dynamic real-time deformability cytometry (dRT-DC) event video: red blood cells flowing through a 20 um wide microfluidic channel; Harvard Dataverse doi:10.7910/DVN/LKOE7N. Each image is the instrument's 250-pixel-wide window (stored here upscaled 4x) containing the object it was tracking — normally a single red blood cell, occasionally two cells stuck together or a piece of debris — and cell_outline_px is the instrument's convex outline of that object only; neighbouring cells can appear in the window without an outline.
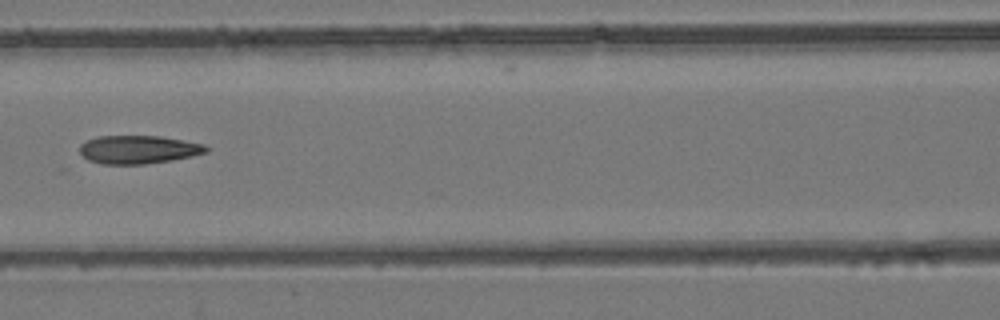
{"species": "common noctule bat (a hibernating species)", "species_latin": "Nyctalus noctula", "temperature_condition": "room temperature", "stored_images_in_passage": 8, "camera_frame_rate_fps": 3000, "um_per_image_px": 0.085, "animal": {"sex": "female", "body_mass_g": 24.6, "forearm_length_mm": 56.2}, "frame": {"image": 1, "passage_image": 8, "time_ms": 8.0, "image_size_px": [1000, 320], "cell_outline_px": [[208, 152], [192, 156], [172, 160], [144, 164], [104, 164], [88, 160], [80, 152], [80, 144], [96, 136], [160, 136], [204, 144], [208, 148]], "centroid_in_image_um": [11.77, 12.71], "position_along_channel_um": 154.8, "area_um2": 20.75}}